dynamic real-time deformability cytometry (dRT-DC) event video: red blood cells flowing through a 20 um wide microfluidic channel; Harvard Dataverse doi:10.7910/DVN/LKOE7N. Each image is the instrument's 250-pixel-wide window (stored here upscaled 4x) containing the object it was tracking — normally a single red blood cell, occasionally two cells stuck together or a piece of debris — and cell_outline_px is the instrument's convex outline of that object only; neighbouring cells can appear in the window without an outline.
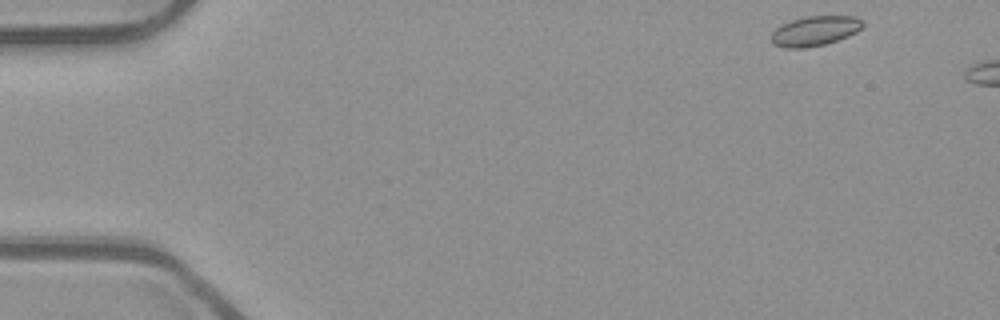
{"species": "common noctule bat (a hibernating species)", "species_latin": "Nyctalus noctula", "temperature_condition": "room temperature", "stored_images_in_passage": 46, "camera_frame_rate_fps": 3000, "um_per_image_px": 0.085, "animal": {"sex": "male", "body_mass_g": 23.1, "forearm_length_mm": 52.7}, "frame": {"image": 1, "passage_image": 1, "time_ms": 0.0, "image_size_px": [1000, 320], "cell_outline_px": [[864, 24], [856, 32], [848, 36], [824, 44], [804, 48], [784, 48], [772, 44], [772, 32], [776, 28], [792, 20], [804, 16], [856, 16], [864, 20]], "centroid_in_image_um": [69.28, 2.62], "position_along_channel_um": 15.7, "area_um2": 15.84}}
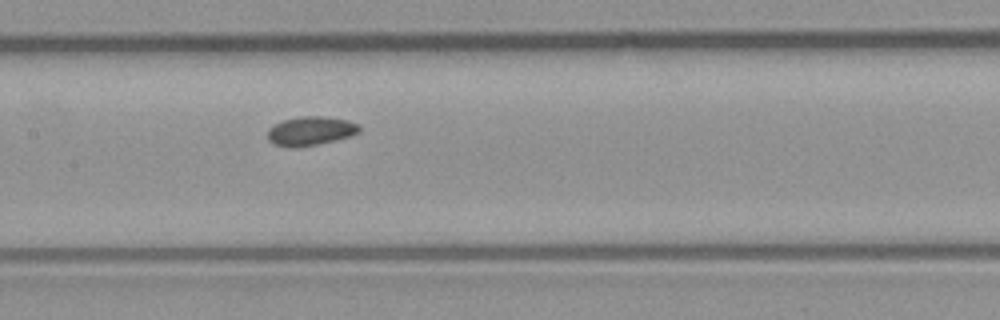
{"frame": {"image": 2, "passage_image": 23, "time_ms": 7.333, "image_size_px": [1000, 320], "cell_outline_px": [[360, 132], [352, 136], [316, 144], [272, 144], [268, 140], [268, 128], [272, 124], [284, 120], [300, 116], [324, 116], [348, 120], [360, 124]], "centroid_in_image_um": [26.46, 11.07], "position_along_channel_um": 180.9, "area_um2": 15.03}}
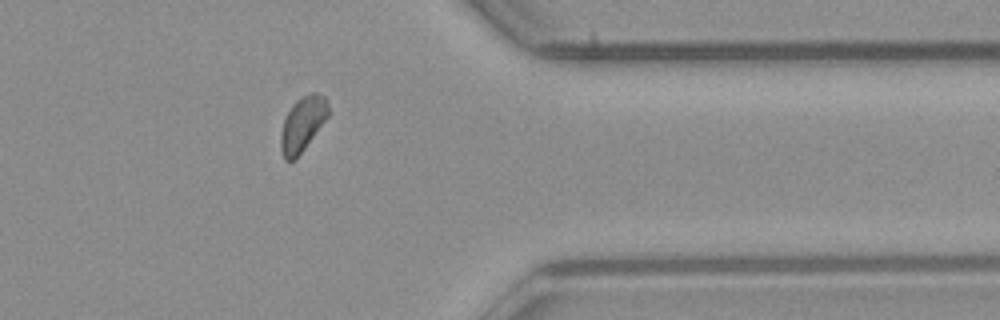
{"frame": {"image": 3, "passage_image": 40, "time_ms": 13.0, "image_size_px": [1000, 320], "cell_outline_px": [[328, 116], [296, 160], [284, 160], [280, 148], [280, 132], [284, 120], [292, 104], [300, 96], [312, 92], [316, 92], [324, 96], [328, 104]], "centroid_in_image_um": [25.69, 10.54], "position_along_channel_um": 385.7, "area_um2": 15.2}}